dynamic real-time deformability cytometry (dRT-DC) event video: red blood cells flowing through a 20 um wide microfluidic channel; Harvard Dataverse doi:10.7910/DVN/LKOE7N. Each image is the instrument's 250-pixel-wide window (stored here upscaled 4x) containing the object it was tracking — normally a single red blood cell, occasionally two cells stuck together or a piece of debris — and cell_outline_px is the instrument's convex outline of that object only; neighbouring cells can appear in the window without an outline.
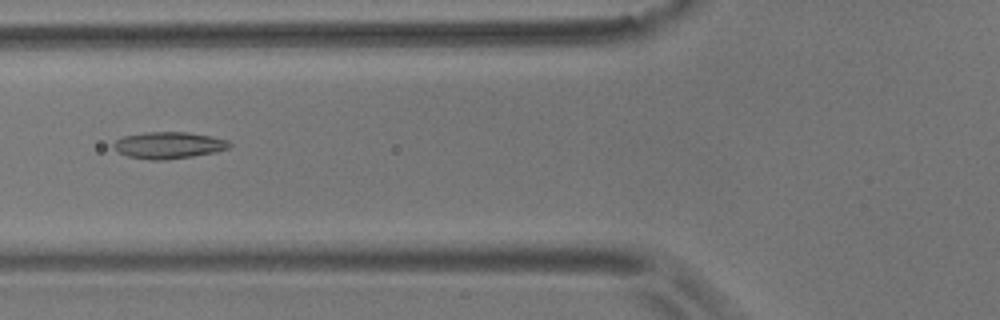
{"species": "common noctule bat (a hibernating species)", "species_latin": "Nyctalus noctula", "temperature_condition": "room temperature", "stored_images_in_passage": 9, "camera_frame_rate_fps": 3000, "um_per_image_px": 0.085, "animal": {"sex": "male", "body_mass_g": 17.9}, "frame": {"image": 1, "passage_image": 5, "time_ms": 4.333, "image_size_px": [1000, 320], "cell_outline_px": [[232, 144], [228, 148], [216, 152], [192, 156], [164, 160], [152, 160], [128, 156], [120, 152], [112, 144], [116, 140], [124, 136], [148, 132], [188, 132], [212, 136], [228, 140]], "centroid_in_image_um": [14.38, 12.34], "position_along_channel_um": 111.4, "area_um2": 17.86}}
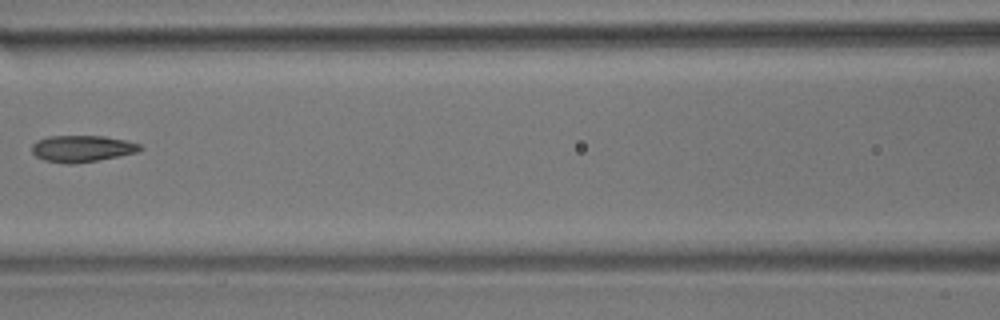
{"frame": {"image": 2, "passage_image": 6, "time_ms": 5.667, "image_size_px": [1000, 320], "cell_outline_px": [[144, 148], [136, 152], [120, 156], [72, 164], [64, 164], [44, 160], [36, 156], [32, 152], [32, 144], [36, 140], [48, 136], [104, 136], [124, 140], [140, 144]], "centroid_in_image_um": [6.94, 12.63], "position_along_channel_um": 159.7, "area_um2": 16.76}}
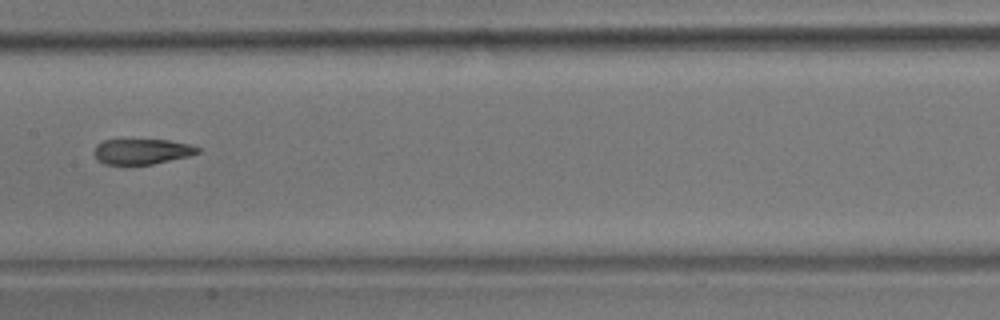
{"frame": {"image": 3, "passage_image": 7, "time_ms": 6.667, "image_size_px": [1000, 320], "cell_outline_px": [[200, 152], [188, 156], [152, 164], [104, 164], [96, 160], [92, 152], [96, 144], [104, 140], [168, 140], [188, 144], [200, 148]], "centroid_in_image_um": [12.0, 12.88], "position_along_channel_um": 195.4, "area_um2": 15.32}}